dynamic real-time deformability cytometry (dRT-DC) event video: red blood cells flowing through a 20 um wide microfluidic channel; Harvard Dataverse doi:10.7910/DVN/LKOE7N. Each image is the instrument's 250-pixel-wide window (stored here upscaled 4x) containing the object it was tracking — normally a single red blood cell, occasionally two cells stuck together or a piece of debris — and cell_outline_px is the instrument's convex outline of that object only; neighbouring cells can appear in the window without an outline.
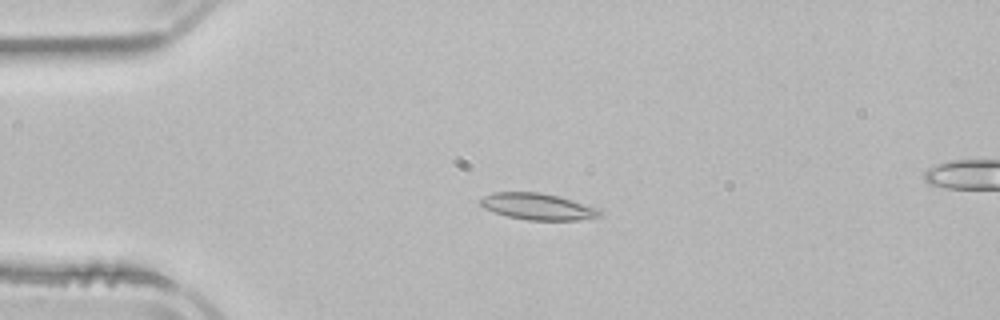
{"species": "common noctule bat (a hibernating species)", "species_latin": "Nyctalus noctula", "temperature_condition": "room temperature", "stored_images_in_passage": 5, "camera_frame_rate_fps": 3000, "um_per_image_px": 0.085, "animal": {"sex": "male", "body_mass_g": 21.5, "forearm_length_mm": 52.0}, "frame": {"image": 1, "passage_image": 3, "time_ms": 2.667, "image_size_px": [1000, 320], "cell_outline_px": [[600, 216], [576, 220], [528, 220], [508, 216], [484, 208], [480, 204], [480, 200], [484, 196], [492, 192], [540, 192], [572, 200], [592, 208], [600, 212]], "centroid_in_image_um": [45.61, 17.55], "position_along_channel_um": 39.4, "area_um2": 17.86}}